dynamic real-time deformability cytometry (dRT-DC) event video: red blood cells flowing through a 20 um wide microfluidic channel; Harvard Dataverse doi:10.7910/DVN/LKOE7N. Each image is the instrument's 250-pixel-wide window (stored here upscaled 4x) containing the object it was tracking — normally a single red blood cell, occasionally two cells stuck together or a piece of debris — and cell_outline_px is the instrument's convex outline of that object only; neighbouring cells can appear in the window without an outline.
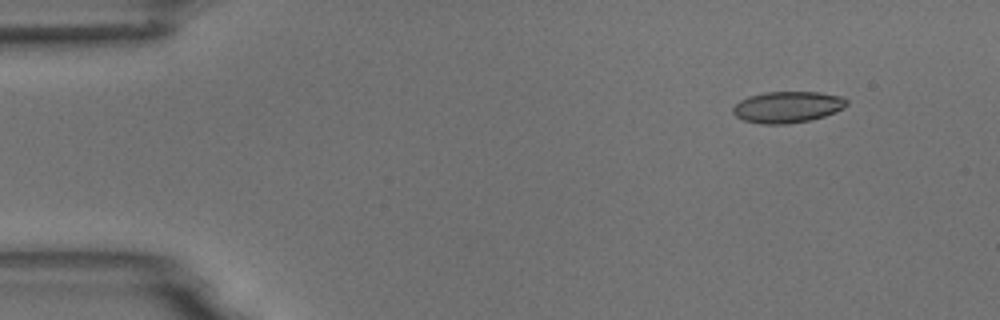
{"species": "common noctule bat (a hibernating species)", "species_latin": "Nyctalus noctula", "temperature_condition": "room temperature", "stored_images_in_passage": 5, "camera_frame_rate_fps": 3000, "um_per_image_px": 0.085, "animal": {"sex": "male", "body_mass_g": 18.8}, "frame": {"image": 1, "passage_image": 2, "time_ms": 1.333, "image_size_px": [1000, 320], "cell_outline_px": [[848, 104], [844, 108], [824, 116], [808, 120], [788, 124], [760, 124], [744, 120], [736, 116], [732, 112], [732, 108], [740, 100], [748, 96], [764, 92], [820, 92], [840, 96], [848, 100]], "centroid_in_image_um": [66.92, 9.09], "position_along_channel_um": 18.1, "area_um2": 20.81}}
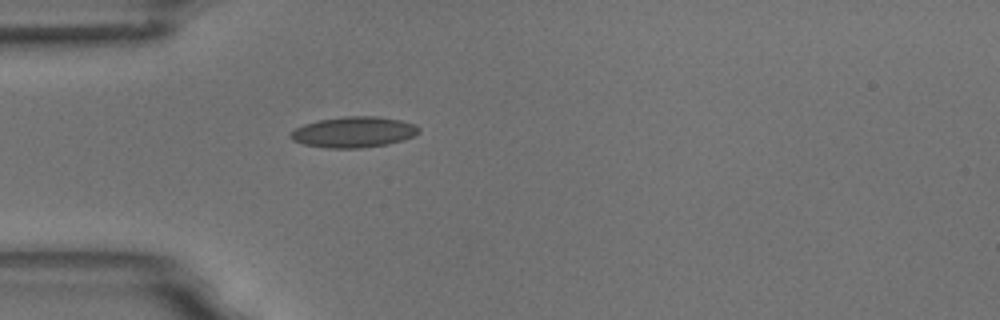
{"frame": {"image": 2, "passage_image": 5, "time_ms": 4.667, "image_size_px": [1000, 320], "cell_outline_px": [[420, 132], [404, 140], [388, 144], [360, 148], [328, 148], [304, 144], [292, 140], [288, 136], [296, 128], [304, 124], [320, 120], [344, 116], [376, 116], [400, 120], [416, 124], [420, 128]], "centroid_in_image_um": [30.09, 11.23], "position_along_channel_um": 54.9, "area_um2": 23.0}}